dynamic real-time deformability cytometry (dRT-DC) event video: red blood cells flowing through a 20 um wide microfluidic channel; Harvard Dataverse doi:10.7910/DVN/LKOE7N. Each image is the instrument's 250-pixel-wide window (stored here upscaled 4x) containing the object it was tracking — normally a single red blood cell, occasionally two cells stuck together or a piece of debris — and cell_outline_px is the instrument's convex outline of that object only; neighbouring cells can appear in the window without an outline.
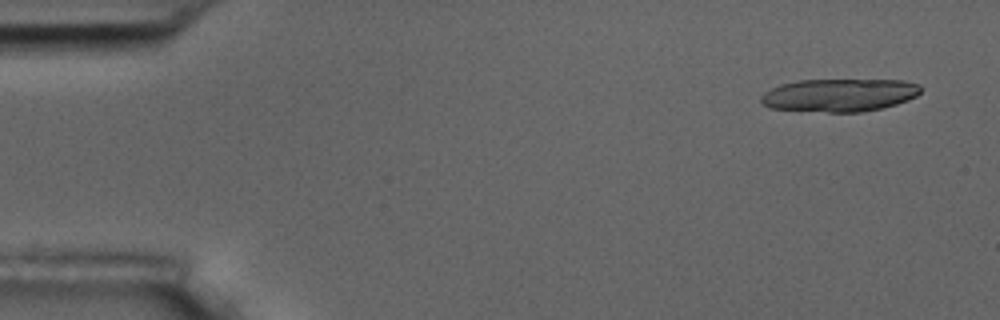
{"species": "common noctule bat (a hibernating species)", "species_latin": "Nyctalus noctula", "temperature_condition": "room temperature", "stored_images_in_passage": 5, "camera_frame_rate_fps": 3000, "um_per_image_px": 0.085, "animal": {"sex": "male", "body_mass_g": 17.5, "forearm_length_mm": 52.3}, "frame": {"image": 1, "passage_image": 1, "time_ms": 0.0, "image_size_px": [1000, 320], "cell_outline_px": [[920, 92], [916, 96], [908, 100], [896, 104], [880, 108], [860, 112], [828, 112], [772, 108], [760, 104], [760, 96], [764, 92], [780, 84], [800, 80], [904, 80], [920, 84]], "centroid_in_image_um": [71.33, 8.08], "position_along_channel_um": 13.7, "area_um2": 30.63}}